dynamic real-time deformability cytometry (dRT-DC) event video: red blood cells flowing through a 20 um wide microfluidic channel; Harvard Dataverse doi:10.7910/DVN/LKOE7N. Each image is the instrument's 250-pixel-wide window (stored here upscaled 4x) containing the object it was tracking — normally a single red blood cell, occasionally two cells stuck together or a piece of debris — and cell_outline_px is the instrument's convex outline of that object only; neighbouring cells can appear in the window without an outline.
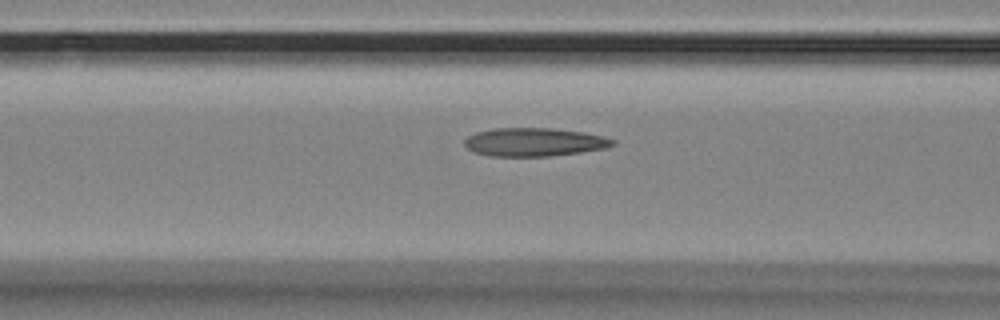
{"species": "Egyptian fruit bat (a non-hibernating species)", "species_latin": "Rousettus aegyptiacus", "temperature_condition": "room temperature", "stored_images_in_passage": 33, "camera_frame_rate_fps": 3000, "um_per_image_px": 0.085, "animal": {"sex": "female"}, "frame": {"image": 1, "passage_image": 6, "time_ms": 1.667, "image_size_px": [1000, 320], "cell_outline_px": [[616, 144], [604, 148], [580, 152], [548, 156], [492, 156], [476, 152], [468, 148], [464, 144], [464, 140], [468, 136], [476, 132], [492, 128], [552, 128], [584, 132], [604, 136], [616, 140]], "centroid_in_image_um": [45.42, 12.06], "position_along_channel_um": 121.2, "area_um2": 24.45}}
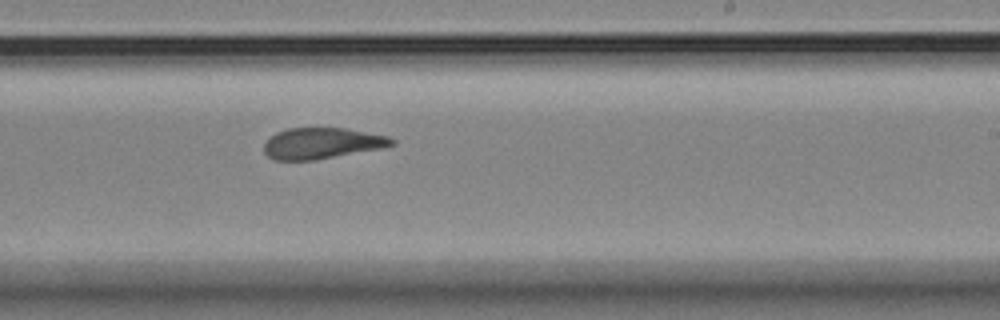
{"frame": {"image": 2, "passage_image": 18, "time_ms": 5.667, "image_size_px": [1000, 320], "cell_outline_px": [[396, 144], [380, 148], [316, 160], [272, 160], [264, 152], [264, 144], [276, 132], [288, 128], [344, 128], [388, 136], [396, 140]], "centroid_in_image_um": [27.35, 12.18], "position_along_channel_um": 261.6, "area_um2": 23.0}}
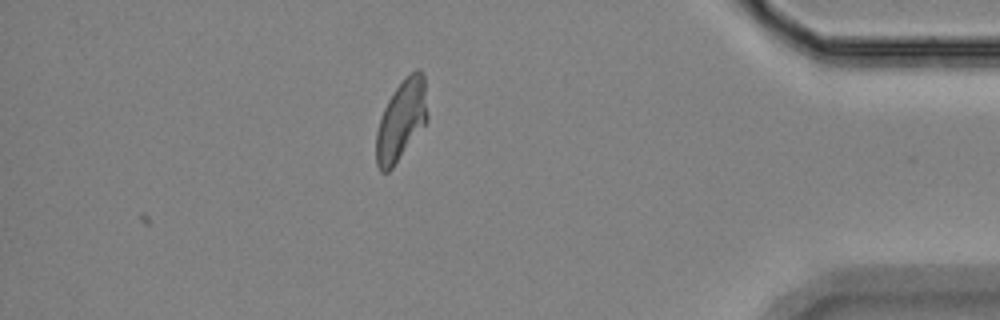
{"frame": {"image": 3, "passage_image": 33, "time_ms": 10.667, "image_size_px": [1000, 320], "cell_outline_px": [[428, 120], [392, 168], [388, 172], [380, 172], [376, 164], [376, 132], [384, 108], [388, 100], [396, 88], [416, 68], [420, 68], [424, 72], [428, 116]], "centroid_in_image_um": [34.12, 10.22], "position_along_channel_um": 401.1, "area_um2": 23.81}, "authors_computed_cell_mechanics": {"area_um2": 23.4668, "velocity_mm_per_s": 3.5097, "shape_relaxation_time_tau1_ms": null, "shape_relaxation_time_tau2_ms": 2.1868, "deformation_change_tau1": null, "deformation_change_tau2": 0.0992}}